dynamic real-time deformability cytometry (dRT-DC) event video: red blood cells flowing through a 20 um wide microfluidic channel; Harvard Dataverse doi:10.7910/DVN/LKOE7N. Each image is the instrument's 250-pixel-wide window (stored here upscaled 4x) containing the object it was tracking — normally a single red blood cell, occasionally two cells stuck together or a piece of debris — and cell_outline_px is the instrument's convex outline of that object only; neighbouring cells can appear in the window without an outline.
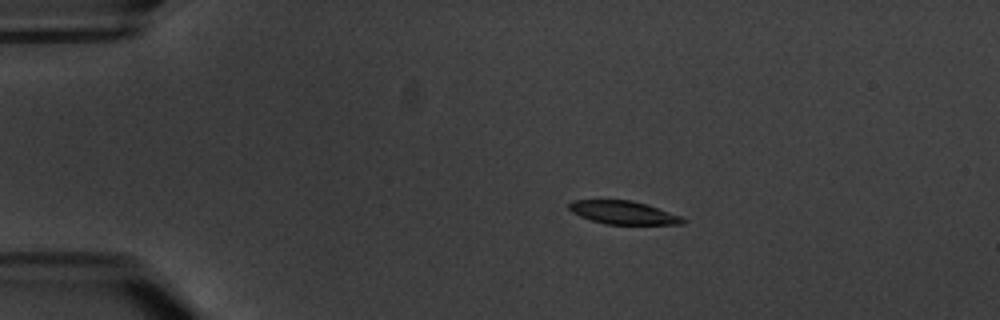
{"species": "common noctule bat (a hibernating species)", "species_latin": "Nyctalus noctula", "temperature_condition": "warm", "stored_images_in_passage": 5, "camera_frame_rate_fps": 3000, "um_per_image_px": 0.085, "animal": {"sex": "male", "body_mass_g": 20.1, "forearm_length_mm": 53.5}, "frame": {"image": 1, "passage_image": 2, "time_ms": 1.333, "image_size_px": [1000, 320], "cell_outline_px": [[688, 220], [684, 224], [604, 224], [580, 216], [572, 212], [568, 208], [568, 204], [572, 200], [632, 200], [648, 204], [680, 216]], "centroid_in_image_um": [52.99, 18.06], "position_along_channel_um": 32.0, "area_um2": 15.43}}